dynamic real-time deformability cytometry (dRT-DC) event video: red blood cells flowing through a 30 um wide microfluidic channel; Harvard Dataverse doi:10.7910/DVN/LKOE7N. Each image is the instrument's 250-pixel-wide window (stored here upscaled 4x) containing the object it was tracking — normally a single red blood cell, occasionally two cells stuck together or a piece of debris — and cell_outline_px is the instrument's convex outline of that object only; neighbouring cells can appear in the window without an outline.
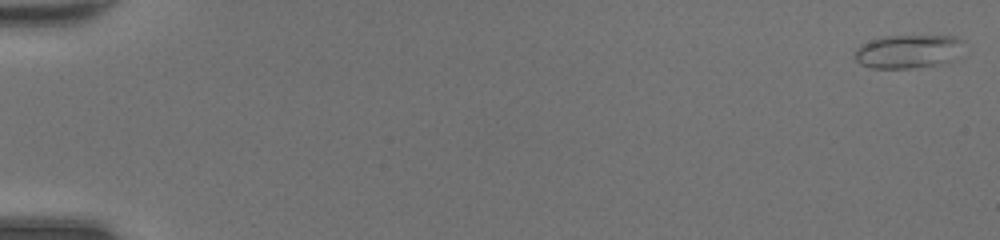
{"species": "common noctule bat (a hibernating species)", "species_latin": "Nyctalus noctula", "temperature_condition": "room temperature", "stored_images_in_passage": 48, "camera_frame_rate_fps": 3000, "um_per_image_px": 0.085, "animal": {"sex": "female", "body_mass_g": 20.0, "forearm_length_mm": 54.0}, "frame": {"image": 1, "passage_image": 1, "time_ms": 0.0, "image_size_px": [1000, 240], "cell_outline_px": [[964, 40], [956, 60], [940, 64], [912, 68], [872, 68], [860, 64], [856, 60], [856, 48], [860, 44], [884, 36], [960, 36]], "centroid_in_image_um": [77.23, 4.37], "position_along_channel_um": 7.8, "area_um2": 21.44}}
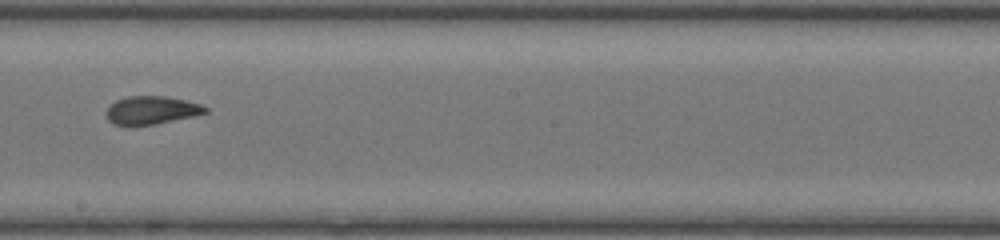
{"frame": {"image": 2, "passage_image": 29, "time_ms": 9.333, "image_size_px": [1000, 240], "cell_outline_px": [[208, 112], [192, 116], [156, 124], [112, 124], [108, 120], [108, 108], [116, 100], [128, 96], [164, 96], [184, 100], [200, 104], [208, 108]], "centroid_in_image_um": [12.9, 9.35], "position_along_channel_um": 235.3, "area_um2": 15.78}}
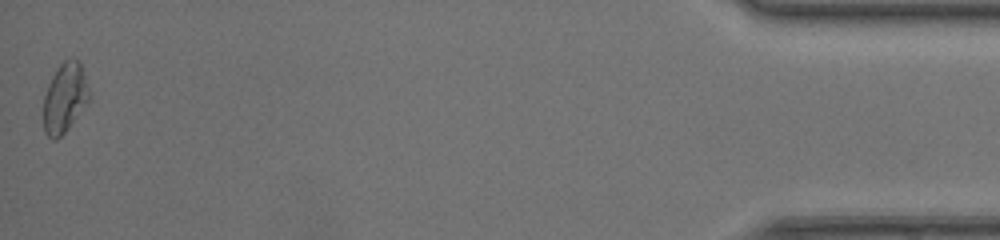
{"frame": {"image": 3, "passage_image": 48, "time_ms": 15.667, "image_size_px": [1000, 240], "cell_outline_px": [[92, 100], [64, 132], [56, 140], [52, 140], [44, 132], [44, 96], [48, 84], [52, 76], [60, 64], [64, 60], [72, 56], [80, 64], [92, 96]], "centroid_in_image_um": [5.54, 8.32], "position_along_channel_um": 429.7, "area_um2": 18.73}, "authors_computed_cell_mechanics": {"area_um2": 17.5712, "velocity_mm_per_s": 4.4394, "shape_relaxation_time_tau1_ms": 6.1481, "shape_relaxation_time_tau2_ms": 1.1787, "deformation_change_tau1": 0.1909, "deformation_change_tau2": 0.0672}}